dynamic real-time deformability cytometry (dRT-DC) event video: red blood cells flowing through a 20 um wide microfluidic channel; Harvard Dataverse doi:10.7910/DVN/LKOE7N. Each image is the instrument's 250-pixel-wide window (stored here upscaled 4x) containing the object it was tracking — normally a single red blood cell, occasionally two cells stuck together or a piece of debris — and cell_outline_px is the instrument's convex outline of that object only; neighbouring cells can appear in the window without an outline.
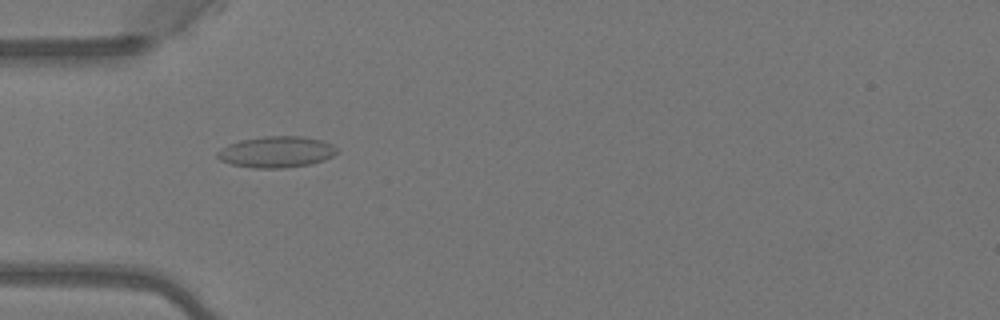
{"species": "Egyptian fruit bat (a non-hibernating species)", "species_latin": "Rousettus aegyptiacus", "temperature_condition": "warm", "stored_images_in_passage": 7, "camera_frame_rate_fps": 3000, "um_per_image_px": 0.085, "animal": {"sex": "female"}, "frame": {"image": 1, "passage_image": 3, "time_ms": 0.667, "image_size_px": [1000, 320], "cell_outline_px": [[336, 152], [332, 156], [324, 160], [308, 164], [284, 168], [252, 168], [232, 164], [220, 160], [216, 156], [216, 152], [220, 148], [228, 144], [240, 140], [264, 136], [304, 136], [320, 140], [332, 144], [336, 148]], "centroid_in_image_um": [23.45, 12.91], "position_along_channel_um": 61.6, "area_um2": 21.73}}
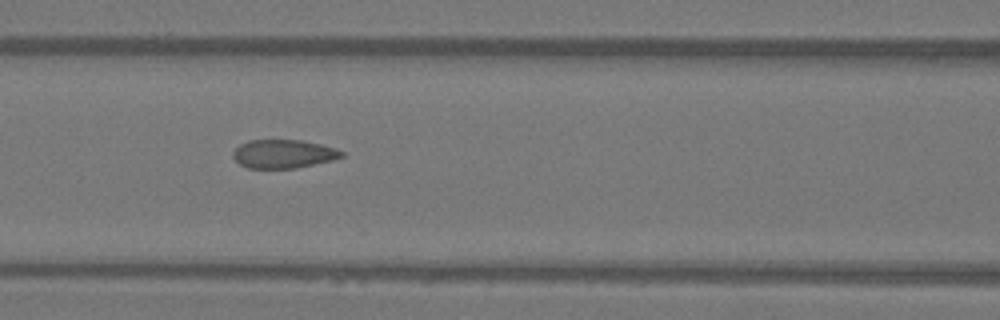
{"frame": {"image": 2, "passage_image": 5, "time_ms": 1.333, "image_size_px": [1000, 320], "cell_outline_px": [[344, 156], [332, 160], [296, 168], [248, 168], [240, 164], [232, 156], [232, 152], [240, 144], [248, 140], [300, 140], [320, 144], [336, 148], [344, 152]], "centroid_in_image_um": [24.09, 13.08], "position_along_channel_um": 142.5, "area_um2": 18.03}}
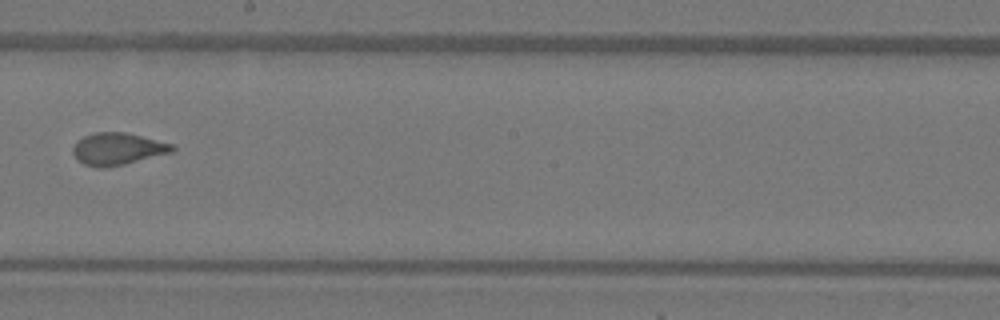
{"frame": {"image": 3, "passage_image": 7, "time_ms": 2.0, "image_size_px": [1000, 320], "cell_outline_px": [[176, 148], [172, 152], [124, 164], [104, 168], [96, 168], [84, 164], [76, 160], [72, 152], [72, 148], [76, 140], [92, 132], [124, 132], [172, 144]], "centroid_in_image_um": [9.93, 12.66], "position_along_channel_um": 238.3, "area_um2": 18.61}}